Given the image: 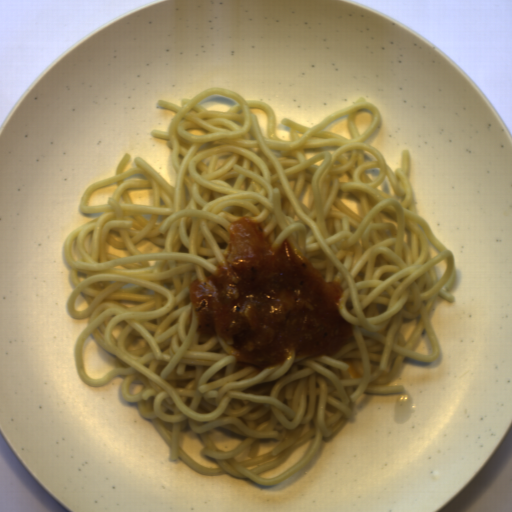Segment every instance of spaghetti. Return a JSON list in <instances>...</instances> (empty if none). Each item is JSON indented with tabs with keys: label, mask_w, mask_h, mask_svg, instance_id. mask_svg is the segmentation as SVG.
Listing matches in <instances>:
<instances>
[{
	"label": "spaghetti",
	"mask_w": 512,
	"mask_h": 512,
	"mask_svg": "<svg viewBox=\"0 0 512 512\" xmlns=\"http://www.w3.org/2000/svg\"><path fill=\"white\" fill-rule=\"evenodd\" d=\"M218 96L224 113L201 102ZM152 130L172 150L174 187L138 156L124 154L113 177L86 188L78 209L101 214L69 231L64 257L73 319L88 317L75 341L79 378L120 393L153 419L173 462L201 475L231 473L276 485L315 460L323 436L340 430L362 394H403L387 385L405 358L436 362L431 325L437 297L455 301L454 252L421 215L407 177L366 142L380 110L360 102L326 114L312 127L282 119L290 141L275 134L265 100L207 87ZM372 113L365 132L353 118ZM344 115L349 138L325 125ZM125 171V172H124ZM116 185L107 206L87 203L97 187ZM130 188H150V206L133 205ZM354 195L357 213L338 203ZM162 247L151 253L142 239ZM90 304L74 309L79 295ZM405 342L399 324L416 318ZM432 354L413 351L421 333ZM92 333L114 356L102 378L86 374L81 345ZM190 427L219 468H202L180 447ZM246 438L215 450L208 431ZM312 438L300 463L270 477ZM258 439L275 440L257 455Z\"/></svg>",
	"instance_id": "spaghetti-1"
}]
</instances>
